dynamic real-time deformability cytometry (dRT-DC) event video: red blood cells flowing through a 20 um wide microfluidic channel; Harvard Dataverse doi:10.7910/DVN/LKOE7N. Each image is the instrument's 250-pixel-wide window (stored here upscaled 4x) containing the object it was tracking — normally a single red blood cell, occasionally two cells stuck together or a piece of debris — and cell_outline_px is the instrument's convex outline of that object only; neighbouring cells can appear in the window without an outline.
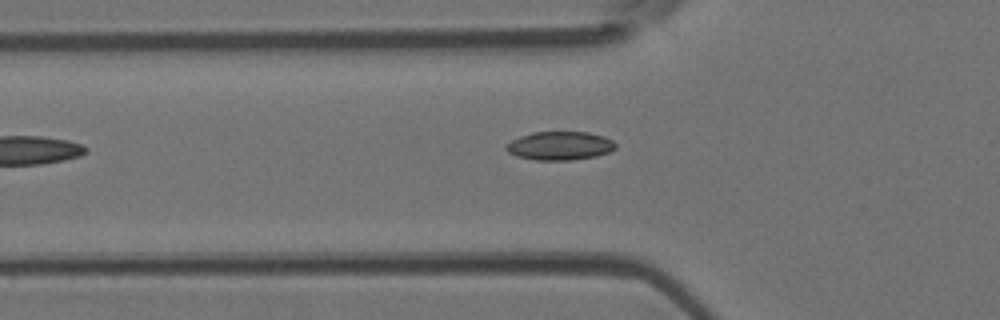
{"species": "Egyptian fruit bat (a non-hibernating species)", "species_latin": "Rousettus aegyptiacus", "temperature_condition": "room temperature", "stored_images_in_passage": 7, "camera_frame_rate_fps": 3000, "um_per_image_px": 0.085, "animal": {"sex": "female"}, "frame": {"image": 1, "passage_image": 6, "time_ms": 6.0, "image_size_px": [1000, 320], "cell_outline_px": [[616, 148], [608, 152], [596, 156], [568, 160], [536, 160], [516, 156], [508, 152], [504, 148], [504, 144], [520, 136], [532, 132], [588, 132], [604, 136], [612, 140], [616, 144]], "centroid_in_image_um": [47.56, 12.38], "position_along_channel_um": 78.2, "area_um2": 18.26}}
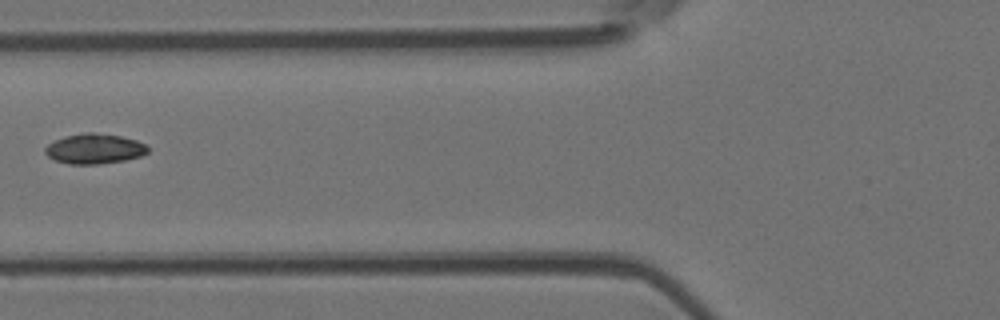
{"frame": {"image": 2, "passage_image": 7, "time_ms": 7.0, "image_size_px": [1000, 320], "cell_outline_px": [[148, 152], [140, 156], [124, 160], [96, 164], [68, 164], [56, 160], [48, 156], [44, 152], [44, 148], [48, 144], [64, 136], [84, 132], [96, 132], [120, 136], [136, 140], [144, 144], [148, 148]], "centroid_in_image_um": [8.0, 12.63], "position_along_channel_um": 117.8, "area_um2": 17.92}}